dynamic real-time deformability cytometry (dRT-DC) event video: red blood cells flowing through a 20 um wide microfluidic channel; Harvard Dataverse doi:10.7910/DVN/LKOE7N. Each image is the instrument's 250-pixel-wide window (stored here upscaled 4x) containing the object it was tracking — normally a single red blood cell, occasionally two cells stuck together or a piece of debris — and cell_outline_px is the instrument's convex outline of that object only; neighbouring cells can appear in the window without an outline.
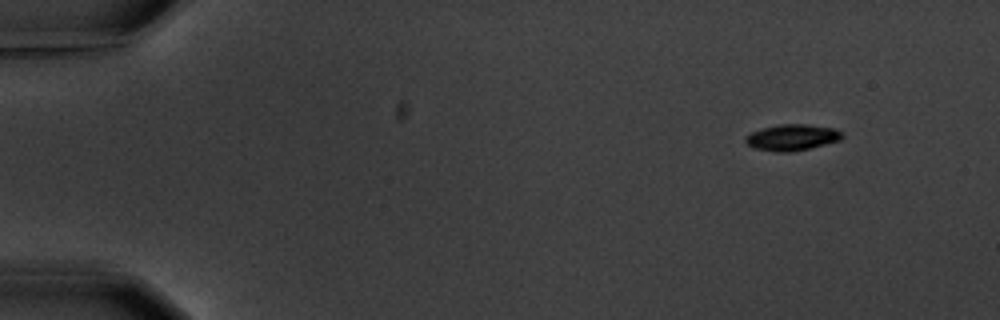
{"species": "common noctule bat (a hibernating species)", "species_latin": "Nyctalus noctula", "temperature_condition": "warm", "stored_images_in_passage": 3, "camera_frame_rate_fps": 3000, "um_per_image_px": 0.085, "animal": {"sex": "male", "body_mass_g": 20.1, "forearm_length_mm": 53.5}, "frame": {"image": 1, "passage_image": 1, "time_ms": 0.0, "image_size_px": [1000, 320], "cell_outline_px": [[844, 136], [840, 140], [792, 152], [776, 152], [756, 148], [748, 144], [744, 140], [744, 136], [760, 128], [780, 124], [808, 124], [836, 128], [844, 132]], "centroid_in_image_um": [67.34, 11.66], "position_along_channel_um": 17.7, "area_um2": 14.85}}
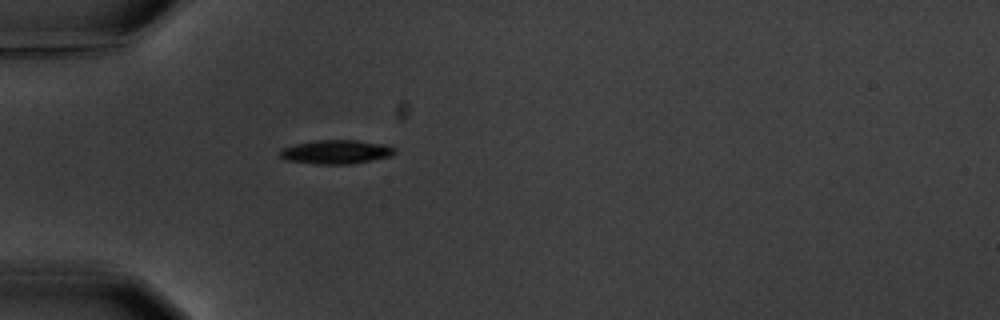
{"frame": {"image": 2, "passage_image": 3, "time_ms": 4.0, "image_size_px": [1000, 320], "cell_outline_px": [[396, 152], [392, 156], [352, 164], [316, 164], [284, 160], [280, 156], [280, 148], [296, 144], [316, 140], [356, 140], [384, 144], [396, 148]], "centroid_in_image_um": [28.57, 12.91], "position_along_channel_um": 56.4, "area_um2": 16.13}}